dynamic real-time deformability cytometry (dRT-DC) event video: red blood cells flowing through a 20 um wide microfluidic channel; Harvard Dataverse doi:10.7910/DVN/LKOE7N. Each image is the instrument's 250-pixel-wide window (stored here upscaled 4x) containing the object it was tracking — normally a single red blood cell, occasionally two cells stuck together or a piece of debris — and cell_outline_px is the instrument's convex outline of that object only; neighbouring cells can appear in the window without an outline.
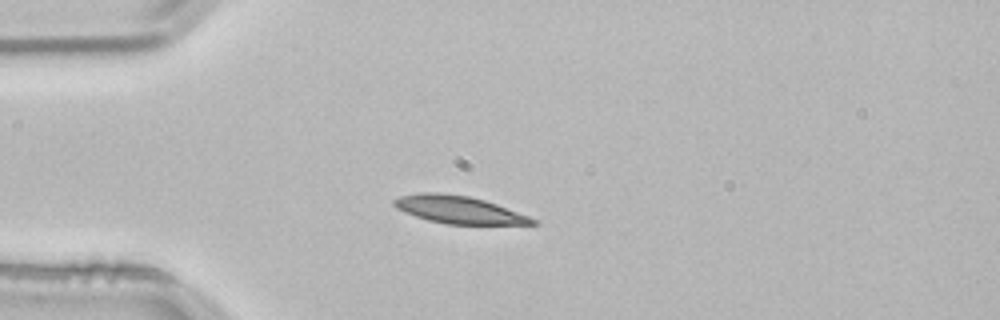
{"species": "common noctule bat (a hibernating species)", "species_latin": "Nyctalus noctula", "temperature_condition": "room temperature", "stored_images_in_passage": 29, "camera_frame_rate_fps": 3000, "um_per_image_px": 0.085, "animal": {"sex": "male", "body_mass_g": 21.5, "forearm_length_mm": 52.0}, "frame": {"image": 1, "passage_image": 1, "time_ms": 0.0, "image_size_px": [1000, 320], "cell_outline_px": [[540, 224], [444, 224], [428, 220], [404, 212], [396, 208], [392, 204], [392, 200], [400, 196], [420, 192], [436, 192], [468, 196], [484, 200], [496, 204], [528, 216], [536, 220]], "centroid_in_image_um": [38.94, 17.82], "position_along_channel_um": 46.1, "area_um2": 22.08}}
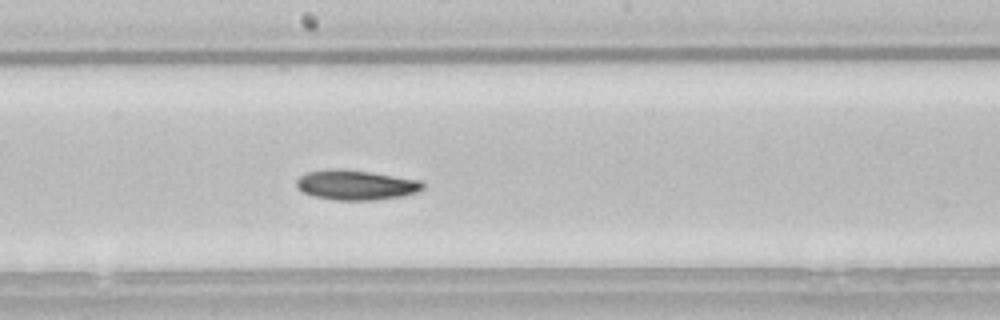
{"frame": {"image": 2, "passage_image": 16, "time_ms": 5.0, "image_size_px": [1000, 320], "cell_outline_px": [[424, 188], [416, 192], [404, 196], [372, 200], [336, 200], [312, 196], [296, 188], [296, 180], [300, 176], [308, 172], [332, 168], [340, 168], [424, 180]], "centroid_in_image_um": [30.26, 15.72], "position_along_channel_um": 217.9, "area_um2": 22.14}}
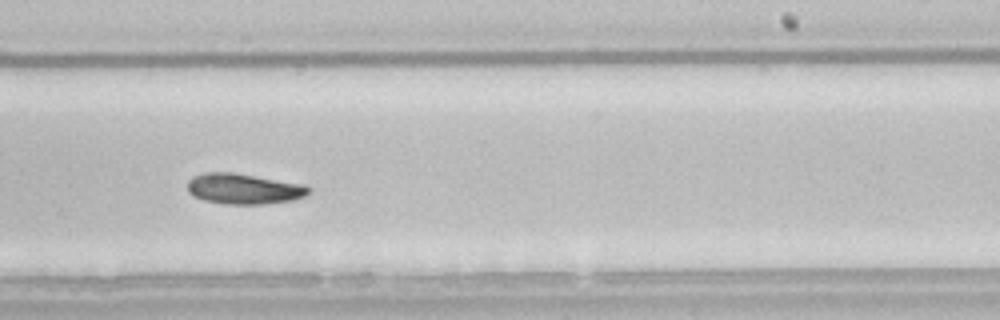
{"frame": {"image": 3, "passage_image": 20, "time_ms": 6.333, "image_size_px": [1000, 320], "cell_outline_px": [[312, 192], [304, 196], [292, 200], [264, 204], [224, 204], [204, 200], [192, 196], [188, 192], [188, 180], [192, 176], [204, 172], [232, 172], [308, 184], [312, 188]], "centroid_in_image_um": [20.76, 16.04], "position_along_channel_um": 268.2, "area_um2": 22.02}, "authors_computed_cell_mechanics": {"area_um2": 21.7328, "velocity_mm_per_s": 3.8032, "shape_relaxation_time_tau1_ms": 7.0275, "shape_relaxation_time_tau2_ms": 6.5509, "deformation_change_tau1": 0.1283, "deformation_change_tau2": 0.0975}}